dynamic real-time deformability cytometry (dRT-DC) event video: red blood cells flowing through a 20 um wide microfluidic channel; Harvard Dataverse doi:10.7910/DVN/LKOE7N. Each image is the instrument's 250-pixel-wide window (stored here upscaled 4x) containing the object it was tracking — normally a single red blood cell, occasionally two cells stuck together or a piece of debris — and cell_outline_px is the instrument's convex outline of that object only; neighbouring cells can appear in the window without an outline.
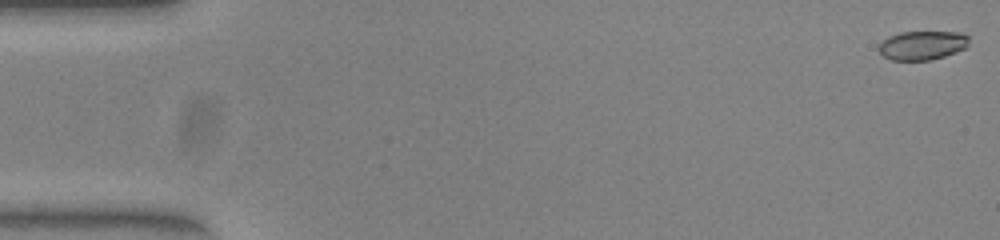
{"species": "common noctule bat (a hibernating species)", "species_latin": "Nyctalus noctula", "temperature_condition": "warm", "stored_images_in_passage": 53, "camera_frame_rate_fps": 3000, "um_per_image_px": 0.085, "animal": {"sex": "female", "body_mass_g": 23.0, "forearm_length_mm": 53.4}, "frame": {"image": 1, "passage_image": 1, "time_ms": 0.0, "image_size_px": [1000, 240], "cell_outline_px": [[968, 44], [964, 48], [956, 52], [944, 56], [928, 60], [892, 60], [884, 56], [876, 48], [888, 36], [900, 32], [960, 32], [968, 36]], "centroid_in_image_um": [78.38, 3.85], "position_along_channel_um": 6.6, "area_um2": 15.14}}
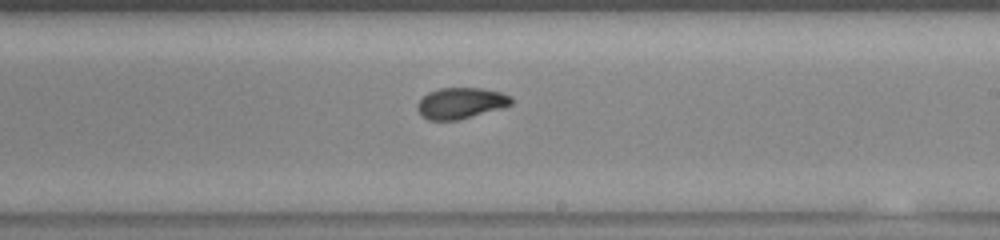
{"frame": {"image": 2, "passage_image": 31, "time_ms": 10.0, "image_size_px": [1000, 240], "cell_outline_px": [[512, 104], [500, 108], [456, 120], [428, 120], [416, 108], [416, 104], [428, 92], [440, 88], [480, 88], [500, 92], [512, 96]], "centroid_in_image_um": [39.15, 8.75], "position_along_channel_um": 249.8, "area_um2": 16.7}}
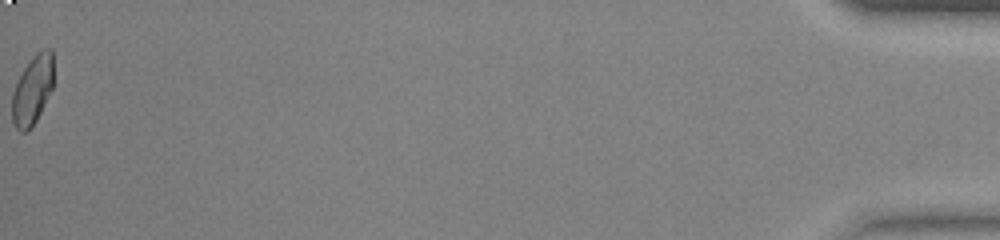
{"frame": {"image": 3, "passage_image": 53, "time_ms": 17.333, "image_size_px": [1000, 240], "cell_outline_px": [[52, 88], [36, 120], [24, 132], [20, 132], [16, 128], [12, 120], [12, 92], [24, 68], [32, 56], [36, 52], [44, 48], [52, 48]], "centroid_in_image_um": [2.75, 7.61], "position_along_channel_um": 432.5, "area_um2": 16.36}, "authors_computed_cell_mechanics": {"area_um2": 16.8776, "velocity_mm_per_s": 3.9349, "shape_relaxation_time_tau1_ms": null, "shape_relaxation_time_tau2_ms": 1.7024, "deformation_change_tau1": null, "deformation_change_tau2": 0.0464}}